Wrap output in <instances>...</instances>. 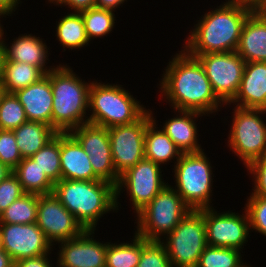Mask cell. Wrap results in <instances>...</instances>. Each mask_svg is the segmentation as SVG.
I'll return each mask as SVG.
<instances>
[{
	"mask_svg": "<svg viewBox=\"0 0 266 267\" xmlns=\"http://www.w3.org/2000/svg\"><path fill=\"white\" fill-rule=\"evenodd\" d=\"M231 103L266 110V62H246L239 90Z\"/></svg>",
	"mask_w": 266,
	"mask_h": 267,
	"instance_id": "20",
	"label": "cell"
},
{
	"mask_svg": "<svg viewBox=\"0 0 266 267\" xmlns=\"http://www.w3.org/2000/svg\"><path fill=\"white\" fill-rule=\"evenodd\" d=\"M48 254L41 255L33 258H25L15 262V267H52Z\"/></svg>",
	"mask_w": 266,
	"mask_h": 267,
	"instance_id": "41",
	"label": "cell"
},
{
	"mask_svg": "<svg viewBox=\"0 0 266 267\" xmlns=\"http://www.w3.org/2000/svg\"><path fill=\"white\" fill-rule=\"evenodd\" d=\"M4 46V62L26 63L38 67L45 75L54 69L47 68L45 63L48 60V49L40 37L22 35L16 38L12 45L3 43ZM8 47V48H7Z\"/></svg>",
	"mask_w": 266,
	"mask_h": 267,
	"instance_id": "22",
	"label": "cell"
},
{
	"mask_svg": "<svg viewBox=\"0 0 266 267\" xmlns=\"http://www.w3.org/2000/svg\"><path fill=\"white\" fill-rule=\"evenodd\" d=\"M6 91L4 89V86H3V82L2 80H0V102L2 100V97L5 95Z\"/></svg>",
	"mask_w": 266,
	"mask_h": 267,
	"instance_id": "48",
	"label": "cell"
},
{
	"mask_svg": "<svg viewBox=\"0 0 266 267\" xmlns=\"http://www.w3.org/2000/svg\"><path fill=\"white\" fill-rule=\"evenodd\" d=\"M12 131L22 158L34 155L58 133L53 127L38 121H27Z\"/></svg>",
	"mask_w": 266,
	"mask_h": 267,
	"instance_id": "24",
	"label": "cell"
},
{
	"mask_svg": "<svg viewBox=\"0 0 266 267\" xmlns=\"http://www.w3.org/2000/svg\"><path fill=\"white\" fill-rule=\"evenodd\" d=\"M254 178V192L250 196L266 198V154L249 163L246 167Z\"/></svg>",
	"mask_w": 266,
	"mask_h": 267,
	"instance_id": "39",
	"label": "cell"
},
{
	"mask_svg": "<svg viewBox=\"0 0 266 267\" xmlns=\"http://www.w3.org/2000/svg\"><path fill=\"white\" fill-rule=\"evenodd\" d=\"M46 75L50 78L53 93L52 127L58 133H69L87 124L89 119L85 115L92 82H82L67 64H59Z\"/></svg>",
	"mask_w": 266,
	"mask_h": 267,
	"instance_id": "4",
	"label": "cell"
},
{
	"mask_svg": "<svg viewBox=\"0 0 266 267\" xmlns=\"http://www.w3.org/2000/svg\"><path fill=\"white\" fill-rule=\"evenodd\" d=\"M178 112L180 113L179 117L176 116L170 120L168 119L162 130L169 136L182 154L202 151L203 149L197 141L198 130L194 118L205 114L186 110Z\"/></svg>",
	"mask_w": 266,
	"mask_h": 267,
	"instance_id": "23",
	"label": "cell"
},
{
	"mask_svg": "<svg viewBox=\"0 0 266 267\" xmlns=\"http://www.w3.org/2000/svg\"><path fill=\"white\" fill-rule=\"evenodd\" d=\"M3 250L14 262L50 254L51 244L36 223H0Z\"/></svg>",
	"mask_w": 266,
	"mask_h": 267,
	"instance_id": "16",
	"label": "cell"
},
{
	"mask_svg": "<svg viewBox=\"0 0 266 267\" xmlns=\"http://www.w3.org/2000/svg\"><path fill=\"white\" fill-rule=\"evenodd\" d=\"M161 168L159 164L148 159L139 161L120 175L116 187V209L117 201L122 187L129 193L130 201L134 206L136 214L142 210L152 199L166 186L167 183L161 178ZM126 186V187H125Z\"/></svg>",
	"mask_w": 266,
	"mask_h": 267,
	"instance_id": "12",
	"label": "cell"
},
{
	"mask_svg": "<svg viewBox=\"0 0 266 267\" xmlns=\"http://www.w3.org/2000/svg\"><path fill=\"white\" fill-rule=\"evenodd\" d=\"M199 210L204 215L207 245L243 249L251 228L246 210L245 215L230 211L217 213L213 207Z\"/></svg>",
	"mask_w": 266,
	"mask_h": 267,
	"instance_id": "13",
	"label": "cell"
},
{
	"mask_svg": "<svg viewBox=\"0 0 266 267\" xmlns=\"http://www.w3.org/2000/svg\"><path fill=\"white\" fill-rule=\"evenodd\" d=\"M56 29L57 39L64 48L80 49L90 42L85 32L81 13L73 12L67 14L60 19Z\"/></svg>",
	"mask_w": 266,
	"mask_h": 267,
	"instance_id": "28",
	"label": "cell"
},
{
	"mask_svg": "<svg viewBox=\"0 0 266 267\" xmlns=\"http://www.w3.org/2000/svg\"><path fill=\"white\" fill-rule=\"evenodd\" d=\"M240 250L207 245L196 267H245Z\"/></svg>",
	"mask_w": 266,
	"mask_h": 267,
	"instance_id": "33",
	"label": "cell"
},
{
	"mask_svg": "<svg viewBox=\"0 0 266 267\" xmlns=\"http://www.w3.org/2000/svg\"><path fill=\"white\" fill-rule=\"evenodd\" d=\"M14 94L22 104L28 121L43 122L52 127L53 93L47 75Z\"/></svg>",
	"mask_w": 266,
	"mask_h": 267,
	"instance_id": "19",
	"label": "cell"
},
{
	"mask_svg": "<svg viewBox=\"0 0 266 267\" xmlns=\"http://www.w3.org/2000/svg\"><path fill=\"white\" fill-rule=\"evenodd\" d=\"M11 173H13V170L0 161V182L5 180Z\"/></svg>",
	"mask_w": 266,
	"mask_h": 267,
	"instance_id": "46",
	"label": "cell"
},
{
	"mask_svg": "<svg viewBox=\"0 0 266 267\" xmlns=\"http://www.w3.org/2000/svg\"><path fill=\"white\" fill-rule=\"evenodd\" d=\"M224 3L195 24L183 47L189 55L237 50L243 25L255 9L235 0Z\"/></svg>",
	"mask_w": 266,
	"mask_h": 267,
	"instance_id": "2",
	"label": "cell"
},
{
	"mask_svg": "<svg viewBox=\"0 0 266 267\" xmlns=\"http://www.w3.org/2000/svg\"><path fill=\"white\" fill-rule=\"evenodd\" d=\"M245 210L248 215L251 230L258 231L266 236V198L250 196Z\"/></svg>",
	"mask_w": 266,
	"mask_h": 267,
	"instance_id": "37",
	"label": "cell"
},
{
	"mask_svg": "<svg viewBox=\"0 0 266 267\" xmlns=\"http://www.w3.org/2000/svg\"><path fill=\"white\" fill-rule=\"evenodd\" d=\"M4 34L3 28L1 27L0 24V80H2L3 76V62H4V46L3 43L5 42L4 39L2 38Z\"/></svg>",
	"mask_w": 266,
	"mask_h": 267,
	"instance_id": "45",
	"label": "cell"
},
{
	"mask_svg": "<svg viewBox=\"0 0 266 267\" xmlns=\"http://www.w3.org/2000/svg\"><path fill=\"white\" fill-rule=\"evenodd\" d=\"M3 249V243H2V237H1V232H0V250Z\"/></svg>",
	"mask_w": 266,
	"mask_h": 267,
	"instance_id": "50",
	"label": "cell"
},
{
	"mask_svg": "<svg viewBox=\"0 0 266 267\" xmlns=\"http://www.w3.org/2000/svg\"><path fill=\"white\" fill-rule=\"evenodd\" d=\"M190 56L200 61L214 93L228 105L239 90L246 62L236 51Z\"/></svg>",
	"mask_w": 266,
	"mask_h": 267,
	"instance_id": "10",
	"label": "cell"
},
{
	"mask_svg": "<svg viewBox=\"0 0 266 267\" xmlns=\"http://www.w3.org/2000/svg\"><path fill=\"white\" fill-rule=\"evenodd\" d=\"M38 195L24 193L0 214V223L31 224L36 223Z\"/></svg>",
	"mask_w": 266,
	"mask_h": 267,
	"instance_id": "30",
	"label": "cell"
},
{
	"mask_svg": "<svg viewBox=\"0 0 266 267\" xmlns=\"http://www.w3.org/2000/svg\"><path fill=\"white\" fill-rule=\"evenodd\" d=\"M163 76L162 96L172 103L175 112L186 110L208 115L224 104L214 93L200 61L185 50L172 58Z\"/></svg>",
	"mask_w": 266,
	"mask_h": 267,
	"instance_id": "1",
	"label": "cell"
},
{
	"mask_svg": "<svg viewBox=\"0 0 266 267\" xmlns=\"http://www.w3.org/2000/svg\"><path fill=\"white\" fill-rule=\"evenodd\" d=\"M132 243H108L105 267H137L142 253V236L135 233Z\"/></svg>",
	"mask_w": 266,
	"mask_h": 267,
	"instance_id": "29",
	"label": "cell"
},
{
	"mask_svg": "<svg viewBox=\"0 0 266 267\" xmlns=\"http://www.w3.org/2000/svg\"><path fill=\"white\" fill-rule=\"evenodd\" d=\"M266 17V1L258 9Z\"/></svg>",
	"mask_w": 266,
	"mask_h": 267,
	"instance_id": "49",
	"label": "cell"
},
{
	"mask_svg": "<svg viewBox=\"0 0 266 267\" xmlns=\"http://www.w3.org/2000/svg\"><path fill=\"white\" fill-rule=\"evenodd\" d=\"M55 184L61 180L60 133L30 157Z\"/></svg>",
	"mask_w": 266,
	"mask_h": 267,
	"instance_id": "31",
	"label": "cell"
},
{
	"mask_svg": "<svg viewBox=\"0 0 266 267\" xmlns=\"http://www.w3.org/2000/svg\"><path fill=\"white\" fill-rule=\"evenodd\" d=\"M20 0H0V16L11 14L15 12L16 7L18 6Z\"/></svg>",
	"mask_w": 266,
	"mask_h": 267,
	"instance_id": "42",
	"label": "cell"
},
{
	"mask_svg": "<svg viewBox=\"0 0 266 267\" xmlns=\"http://www.w3.org/2000/svg\"><path fill=\"white\" fill-rule=\"evenodd\" d=\"M55 3L57 5H68V8L74 9L76 13L88 10L95 7L96 0H50V3Z\"/></svg>",
	"mask_w": 266,
	"mask_h": 267,
	"instance_id": "40",
	"label": "cell"
},
{
	"mask_svg": "<svg viewBox=\"0 0 266 267\" xmlns=\"http://www.w3.org/2000/svg\"><path fill=\"white\" fill-rule=\"evenodd\" d=\"M88 154L94 173L115 186L120 176L114 169L108 128L90 123L80 125L69 132Z\"/></svg>",
	"mask_w": 266,
	"mask_h": 267,
	"instance_id": "14",
	"label": "cell"
},
{
	"mask_svg": "<svg viewBox=\"0 0 266 267\" xmlns=\"http://www.w3.org/2000/svg\"><path fill=\"white\" fill-rule=\"evenodd\" d=\"M175 164V190L183 201L192 210L212 207V167L204 152L183 153Z\"/></svg>",
	"mask_w": 266,
	"mask_h": 267,
	"instance_id": "7",
	"label": "cell"
},
{
	"mask_svg": "<svg viewBox=\"0 0 266 267\" xmlns=\"http://www.w3.org/2000/svg\"><path fill=\"white\" fill-rule=\"evenodd\" d=\"M80 13L89 41L109 34L114 27L115 14L112 10L93 7Z\"/></svg>",
	"mask_w": 266,
	"mask_h": 267,
	"instance_id": "32",
	"label": "cell"
},
{
	"mask_svg": "<svg viewBox=\"0 0 266 267\" xmlns=\"http://www.w3.org/2000/svg\"><path fill=\"white\" fill-rule=\"evenodd\" d=\"M27 121L19 99L14 93H5L0 102V129L14 130Z\"/></svg>",
	"mask_w": 266,
	"mask_h": 267,
	"instance_id": "34",
	"label": "cell"
},
{
	"mask_svg": "<svg viewBox=\"0 0 266 267\" xmlns=\"http://www.w3.org/2000/svg\"><path fill=\"white\" fill-rule=\"evenodd\" d=\"M24 194L18 178L11 173L0 182V214Z\"/></svg>",
	"mask_w": 266,
	"mask_h": 267,
	"instance_id": "38",
	"label": "cell"
},
{
	"mask_svg": "<svg viewBox=\"0 0 266 267\" xmlns=\"http://www.w3.org/2000/svg\"><path fill=\"white\" fill-rule=\"evenodd\" d=\"M238 2H241L242 4L248 5L254 9H259L260 6L266 1V0H235Z\"/></svg>",
	"mask_w": 266,
	"mask_h": 267,
	"instance_id": "47",
	"label": "cell"
},
{
	"mask_svg": "<svg viewBox=\"0 0 266 267\" xmlns=\"http://www.w3.org/2000/svg\"><path fill=\"white\" fill-rule=\"evenodd\" d=\"M0 267H15V262L3 249L0 250Z\"/></svg>",
	"mask_w": 266,
	"mask_h": 267,
	"instance_id": "44",
	"label": "cell"
},
{
	"mask_svg": "<svg viewBox=\"0 0 266 267\" xmlns=\"http://www.w3.org/2000/svg\"><path fill=\"white\" fill-rule=\"evenodd\" d=\"M22 159L13 131L0 129V161L14 170Z\"/></svg>",
	"mask_w": 266,
	"mask_h": 267,
	"instance_id": "36",
	"label": "cell"
},
{
	"mask_svg": "<svg viewBox=\"0 0 266 267\" xmlns=\"http://www.w3.org/2000/svg\"><path fill=\"white\" fill-rule=\"evenodd\" d=\"M61 179L101 180L93 171L88 154L70 133H60Z\"/></svg>",
	"mask_w": 266,
	"mask_h": 267,
	"instance_id": "18",
	"label": "cell"
},
{
	"mask_svg": "<svg viewBox=\"0 0 266 267\" xmlns=\"http://www.w3.org/2000/svg\"><path fill=\"white\" fill-rule=\"evenodd\" d=\"M124 1L126 0H96L95 7L114 11V9L123 4Z\"/></svg>",
	"mask_w": 266,
	"mask_h": 267,
	"instance_id": "43",
	"label": "cell"
},
{
	"mask_svg": "<svg viewBox=\"0 0 266 267\" xmlns=\"http://www.w3.org/2000/svg\"><path fill=\"white\" fill-rule=\"evenodd\" d=\"M191 211L173 187L166 186L137 213V232L146 240L161 241Z\"/></svg>",
	"mask_w": 266,
	"mask_h": 267,
	"instance_id": "6",
	"label": "cell"
},
{
	"mask_svg": "<svg viewBox=\"0 0 266 267\" xmlns=\"http://www.w3.org/2000/svg\"><path fill=\"white\" fill-rule=\"evenodd\" d=\"M24 193L45 195L53 192L54 183L30 157L23 158L13 170Z\"/></svg>",
	"mask_w": 266,
	"mask_h": 267,
	"instance_id": "26",
	"label": "cell"
},
{
	"mask_svg": "<svg viewBox=\"0 0 266 267\" xmlns=\"http://www.w3.org/2000/svg\"><path fill=\"white\" fill-rule=\"evenodd\" d=\"M36 224L51 244L78 237L86 230L53 193L38 195Z\"/></svg>",
	"mask_w": 266,
	"mask_h": 267,
	"instance_id": "15",
	"label": "cell"
},
{
	"mask_svg": "<svg viewBox=\"0 0 266 267\" xmlns=\"http://www.w3.org/2000/svg\"><path fill=\"white\" fill-rule=\"evenodd\" d=\"M52 193L85 229L96 230L103 214L117 210L116 187L105 180L61 179Z\"/></svg>",
	"mask_w": 266,
	"mask_h": 267,
	"instance_id": "3",
	"label": "cell"
},
{
	"mask_svg": "<svg viewBox=\"0 0 266 267\" xmlns=\"http://www.w3.org/2000/svg\"><path fill=\"white\" fill-rule=\"evenodd\" d=\"M45 74L30 64L19 62H3L2 82L6 93H15L17 90L38 82Z\"/></svg>",
	"mask_w": 266,
	"mask_h": 267,
	"instance_id": "27",
	"label": "cell"
},
{
	"mask_svg": "<svg viewBox=\"0 0 266 267\" xmlns=\"http://www.w3.org/2000/svg\"><path fill=\"white\" fill-rule=\"evenodd\" d=\"M229 147L247 166L266 154V124L260 117L264 109L234 107Z\"/></svg>",
	"mask_w": 266,
	"mask_h": 267,
	"instance_id": "9",
	"label": "cell"
},
{
	"mask_svg": "<svg viewBox=\"0 0 266 267\" xmlns=\"http://www.w3.org/2000/svg\"><path fill=\"white\" fill-rule=\"evenodd\" d=\"M94 231L86 229L78 237L59 242L58 267H105L108 242L94 240Z\"/></svg>",
	"mask_w": 266,
	"mask_h": 267,
	"instance_id": "17",
	"label": "cell"
},
{
	"mask_svg": "<svg viewBox=\"0 0 266 267\" xmlns=\"http://www.w3.org/2000/svg\"><path fill=\"white\" fill-rule=\"evenodd\" d=\"M137 267H172L162 241H150L142 237V253Z\"/></svg>",
	"mask_w": 266,
	"mask_h": 267,
	"instance_id": "35",
	"label": "cell"
},
{
	"mask_svg": "<svg viewBox=\"0 0 266 267\" xmlns=\"http://www.w3.org/2000/svg\"><path fill=\"white\" fill-rule=\"evenodd\" d=\"M236 52L245 62H266V17L258 9L247 17Z\"/></svg>",
	"mask_w": 266,
	"mask_h": 267,
	"instance_id": "21",
	"label": "cell"
},
{
	"mask_svg": "<svg viewBox=\"0 0 266 267\" xmlns=\"http://www.w3.org/2000/svg\"><path fill=\"white\" fill-rule=\"evenodd\" d=\"M152 115L147 110L133 123L108 128L114 169L119 176L145 158V131Z\"/></svg>",
	"mask_w": 266,
	"mask_h": 267,
	"instance_id": "11",
	"label": "cell"
},
{
	"mask_svg": "<svg viewBox=\"0 0 266 267\" xmlns=\"http://www.w3.org/2000/svg\"><path fill=\"white\" fill-rule=\"evenodd\" d=\"M162 240L172 267H196L207 246L204 215L192 210Z\"/></svg>",
	"mask_w": 266,
	"mask_h": 267,
	"instance_id": "8",
	"label": "cell"
},
{
	"mask_svg": "<svg viewBox=\"0 0 266 267\" xmlns=\"http://www.w3.org/2000/svg\"><path fill=\"white\" fill-rule=\"evenodd\" d=\"M156 120L152 119L145 131V159L155 162L156 164H165L171 159L176 162L180 159L182 152L177 148L169 136L161 129L157 130Z\"/></svg>",
	"mask_w": 266,
	"mask_h": 267,
	"instance_id": "25",
	"label": "cell"
},
{
	"mask_svg": "<svg viewBox=\"0 0 266 267\" xmlns=\"http://www.w3.org/2000/svg\"><path fill=\"white\" fill-rule=\"evenodd\" d=\"M133 95L121 85L92 82L88 108L92 110L88 123L111 128L137 121L146 111Z\"/></svg>",
	"mask_w": 266,
	"mask_h": 267,
	"instance_id": "5",
	"label": "cell"
}]
</instances>
